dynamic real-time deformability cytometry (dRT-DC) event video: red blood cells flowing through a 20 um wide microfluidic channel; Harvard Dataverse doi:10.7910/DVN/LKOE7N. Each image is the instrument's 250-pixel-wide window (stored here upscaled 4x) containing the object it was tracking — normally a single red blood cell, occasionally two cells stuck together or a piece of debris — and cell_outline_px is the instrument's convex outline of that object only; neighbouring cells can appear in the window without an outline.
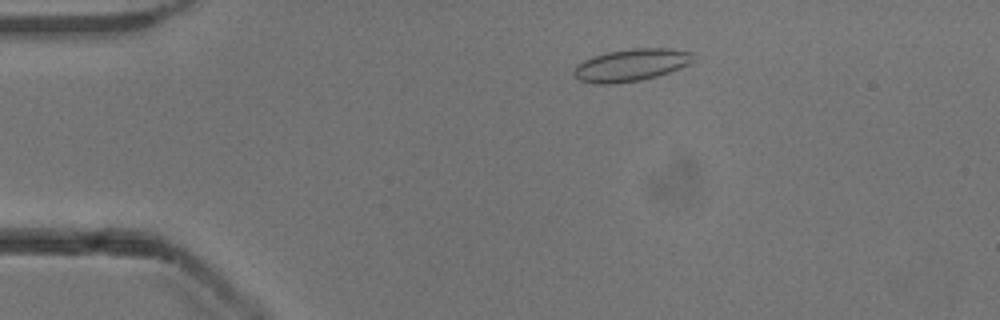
{"species": "common noctule bat (a hibernating species)", "species_latin": "Nyctalus noctula", "temperature_condition": "cold", "stored_images_in_passage": 51, "camera_frame_rate_fps": 3000, "um_per_image_px": 0.085, "animal": {"sex": "male", "body_mass_g": 13.3}, "frame": {"image": 1, "passage_image": 9, "time_ms": 2.667, "image_size_px": [1000, 320], "cell_outline_px": [[692, 60], [688, 64], [680, 68], [656, 76], [640, 80], [608, 84], [596, 84], [580, 80], [572, 72], [576, 64], [584, 60], [608, 52], [632, 48], [668, 48], [692, 52]], "centroid_in_image_um": [53.62, 5.52], "position_along_channel_um": 31.4, "area_um2": 22.14}}
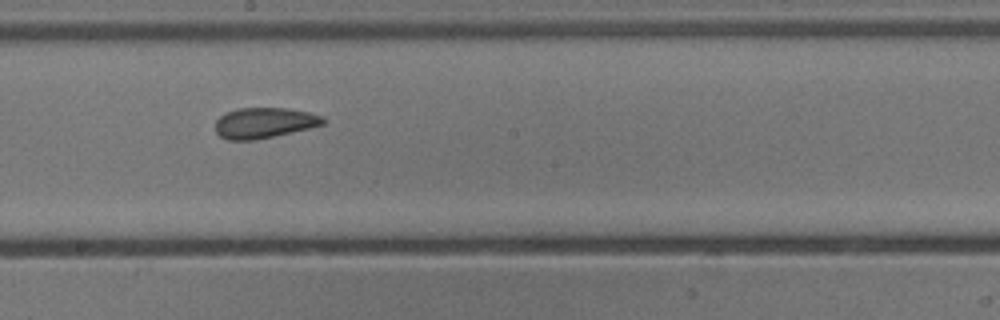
{"frame": {"image": 2, "passage_image": 28, "time_ms": 9.0, "image_size_px": [1000, 320], "cell_outline_px": [[328, 120], [324, 124], [308, 128], [272, 136], [252, 140], [228, 140], [220, 136], [216, 132], [216, 120], [224, 112], [240, 108], [288, 108], [308, 112], [324, 116]], "centroid_in_image_um": [22.46, 10.43], "position_along_channel_um": 225.7, "area_um2": 19.13}}
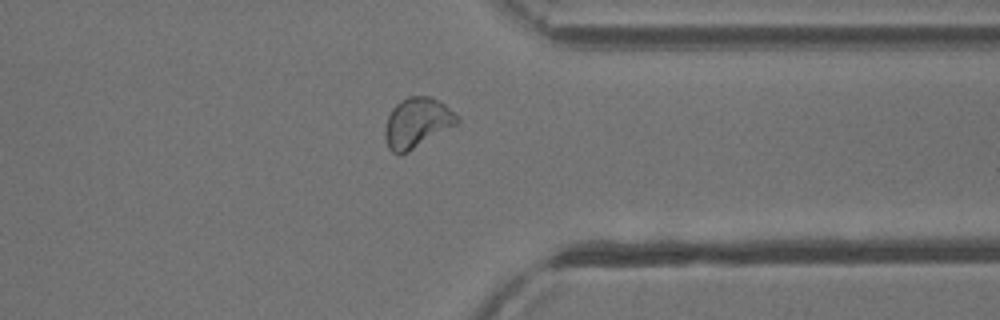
{"frame": {"image": 3, "passage_image": 40, "time_ms": 13.0, "image_size_px": [1000, 320], "cell_outline_px": [[460, 124], [408, 152], [400, 156], [392, 152], [388, 148], [384, 136], [384, 128], [388, 116], [392, 108], [396, 104], [408, 96], [432, 96], [444, 104], [460, 116]], "centroid_in_image_um": [35.47, 10.45], "position_along_channel_um": 375.9, "area_um2": 21.56}, "authors_computed_cell_mechanics": {"area_um2": 20.808, "velocity_mm_per_s": 3.8711, "shape_relaxation_time_tau1_ms": 11.11, "shape_relaxation_time_tau2_ms": 1.7222, "deformation_change_tau1": 0.1556, "deformation_change_tau2": 0.0368}}